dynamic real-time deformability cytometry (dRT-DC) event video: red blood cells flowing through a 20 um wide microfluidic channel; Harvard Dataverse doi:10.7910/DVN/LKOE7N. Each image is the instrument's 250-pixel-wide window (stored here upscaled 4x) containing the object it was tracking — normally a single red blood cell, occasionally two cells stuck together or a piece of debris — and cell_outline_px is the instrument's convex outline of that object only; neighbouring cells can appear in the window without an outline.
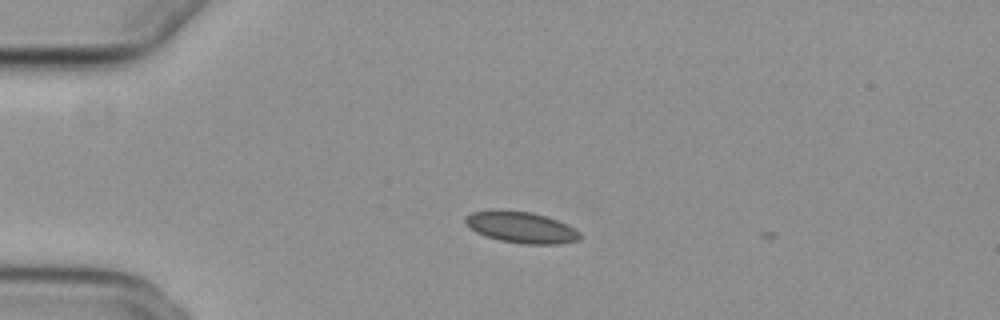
{"species": "common noctule bat (a hibernating species)", "species_latin": "Nyctalus noctula", "temperature_condition": "cold", "stored_images_in_passage": 2, "camera_frame_rate_fps": 3000, "um_per_image_px": 0.085, "animal": {"sex": "female", "body_mass_g": 29.2, "forearm_length_mm": 56.3}, "frame": {"image": 1, "passage_image": 1, "time_ms": 0.0, "image_size_px": [1000, 320], "cell_outline_px": [[580, 240], [560, 244], [524, 244], [500, 240], [484, 236], [476, 232], [464, 224], [464, 216], [472, 212], [492, 208], [500, 208], [532, 212], [556, 220], [580, 232]], "centroid_in_image_um": [44.21, 19.3], "position_along_channel_um": 40.8, "area_um2": 21.27}}